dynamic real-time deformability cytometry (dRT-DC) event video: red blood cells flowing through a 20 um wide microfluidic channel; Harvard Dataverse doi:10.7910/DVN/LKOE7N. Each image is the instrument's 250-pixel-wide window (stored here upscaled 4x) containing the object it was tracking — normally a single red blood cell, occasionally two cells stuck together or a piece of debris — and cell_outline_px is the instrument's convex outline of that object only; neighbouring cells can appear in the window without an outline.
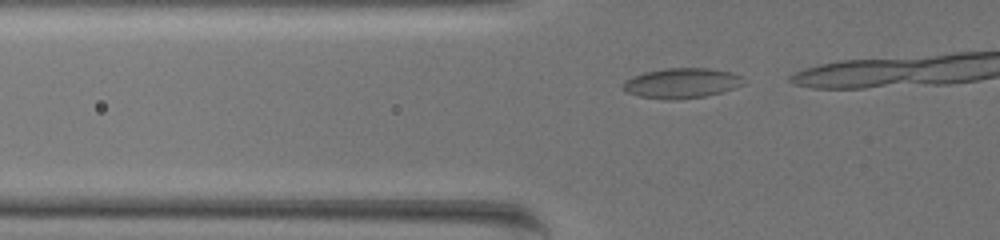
{"species": "common noctule bat (a hibernating species)", "species_latin": "Nyctalus noctula", "temperature_condition": "warm", "stored_images_in_passage": 23, "camera_frame_rate_fps": 3000, "um_per_image_px": 0.085, "animal": {"sex": "female", "body_mass_g": 19.5, "forearm_length_mm": 54.1}, "frame": {"image": 1, "passage_image": 17, "time_ms": 5.333, "image_size_px": [1000, 240], "cell_outline_px": [[744, 84], [720, 92], [704, 96], [676, 100], [664, 100], [640, 96], [628, 92], [624, 88], [624, 80], [632, 76], [644, 72], [668, 68], [708, 68], [732, 72], [744, 76]], "centroid_in_image_um": [57.96, 7.06], "position_along_channel_um": 67.8, "area_um2": 21.1}}